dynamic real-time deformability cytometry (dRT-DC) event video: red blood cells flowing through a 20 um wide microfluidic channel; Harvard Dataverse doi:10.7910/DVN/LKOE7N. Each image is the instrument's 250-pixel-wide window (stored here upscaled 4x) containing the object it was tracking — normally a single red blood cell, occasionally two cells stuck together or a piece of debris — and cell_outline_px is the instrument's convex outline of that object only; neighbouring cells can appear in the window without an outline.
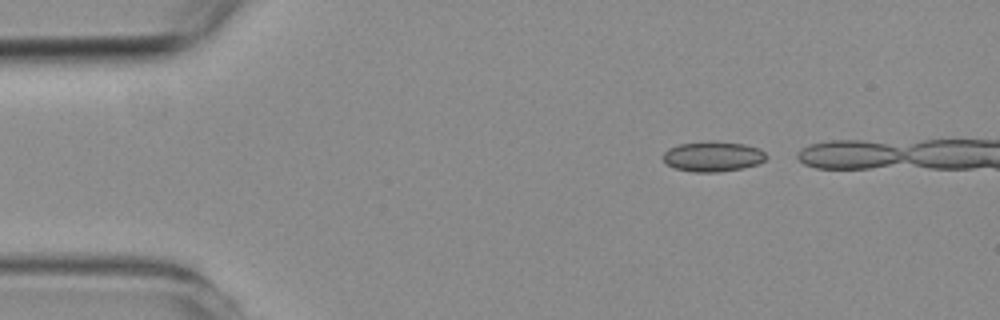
{"species": "common noctule bat (a hibernating species)", "species_latin": "Nyctalus noctula", "temperature_condition": "room temperature", "stored_images_in_passage": 3, "camera_frame_rate_fps": 3000, "um_per_image_px": 0.085, "animal": {"sex": "female", "body_mass_g": 19.3, "forearm_length_mm": 54.1}, "frame": {"image": 1, "passage_image": 1, "time_ms": 0.0, "image_size_px": [1000, 320], "cell_outline_px": [[768, 156], [764, 160], [756, 164], [744, 168], [720, 172], [692, 172], [676, 168], [668, 164], [664, 160], [664, 152], [668, 148], [680, 144], [708, 140], [712, 140], [744, 144], [760, 148]], "centroid_in_image_um": [60.62, 13.29], "position_along_channel_um": 24.4, "area_um2": 18.26}}